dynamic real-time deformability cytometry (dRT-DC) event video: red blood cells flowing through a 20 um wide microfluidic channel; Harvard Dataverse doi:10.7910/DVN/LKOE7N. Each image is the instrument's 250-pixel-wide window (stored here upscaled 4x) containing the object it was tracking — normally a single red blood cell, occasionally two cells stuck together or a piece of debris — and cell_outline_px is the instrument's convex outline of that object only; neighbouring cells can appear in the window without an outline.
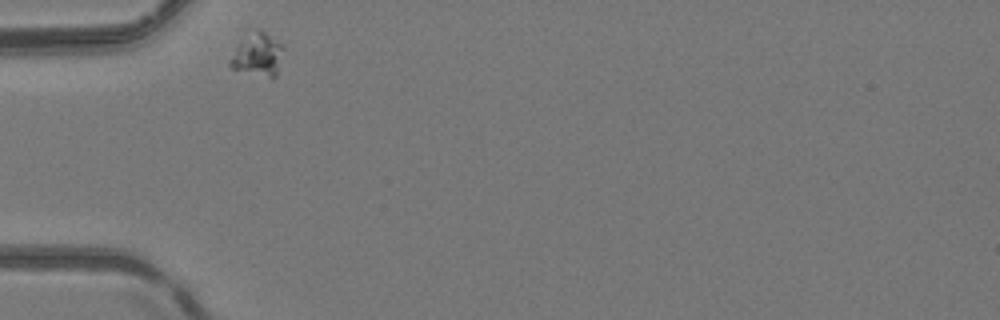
{"species": "common noctule bat (a hibernating species)", "species_latin": "Nyctalus noctula", "temperature_condition": "room temperature", "stored_images_in_passage": 2, "camera_frame_rate_fps": 3000, "um_per_image_px": 0.085, "animal": {"sex": "female", "body_mass_g": 24.6, "forearm_length_mm": 56.2}, "frame": {"image": 1, "passage_image": 1, "time_ms": 0.0, "image_size_px": [1000, 320], "cell_outline_px": [[284, 48], [276, 76], [268, 76], [232, 68], [228, 64], [228, 60], [236, 48], [256, 28], [260, 28], [280, 44]], "centroid_in_image_um": [21.91, 4.63], "position_along_channel_um": 63.1, "area_um2": 12.66}}